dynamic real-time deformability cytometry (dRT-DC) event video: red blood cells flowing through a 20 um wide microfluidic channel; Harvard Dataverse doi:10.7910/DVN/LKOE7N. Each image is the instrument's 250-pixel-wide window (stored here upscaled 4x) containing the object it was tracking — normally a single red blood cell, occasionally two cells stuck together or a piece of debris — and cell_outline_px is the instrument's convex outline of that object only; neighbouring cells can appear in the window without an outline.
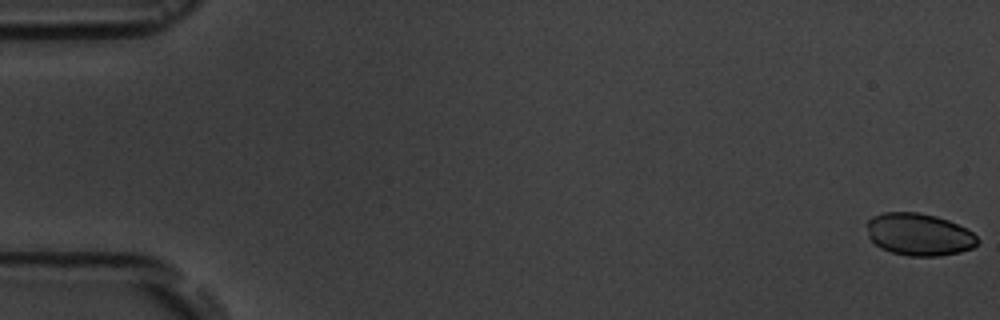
{"species": "common noctule bat (a hibernating species)", "species_latin": "Nyctalus noctula", "temperature_condition": "room temperature", "stored_images_in_passage": 5, "camera_frame_rate_fps": 3000, "um_per_image_px": 0.085, "animal": {"sex": "male", "body_mass_g": 19.5, "forearm_length_mm": 54.6}, "frame": {"image": 1, "passage_image": 1, "time_ms": 0.0, "image_size_px": [1000, 320], "cell_outline_px": [[980, 240], [972, 248], [960, 252], [940, 256], [908, 256], [892, 252], [880, 248], [868, 236], [864, 224], [872, 216], [884, 212], [916, 212], [936, 216], [948, 220], [972, 232]], "centroid_in_image_um": [78.08, 19.92], "position_along_channel_um": 6.9, "area_um2": 27.4}}